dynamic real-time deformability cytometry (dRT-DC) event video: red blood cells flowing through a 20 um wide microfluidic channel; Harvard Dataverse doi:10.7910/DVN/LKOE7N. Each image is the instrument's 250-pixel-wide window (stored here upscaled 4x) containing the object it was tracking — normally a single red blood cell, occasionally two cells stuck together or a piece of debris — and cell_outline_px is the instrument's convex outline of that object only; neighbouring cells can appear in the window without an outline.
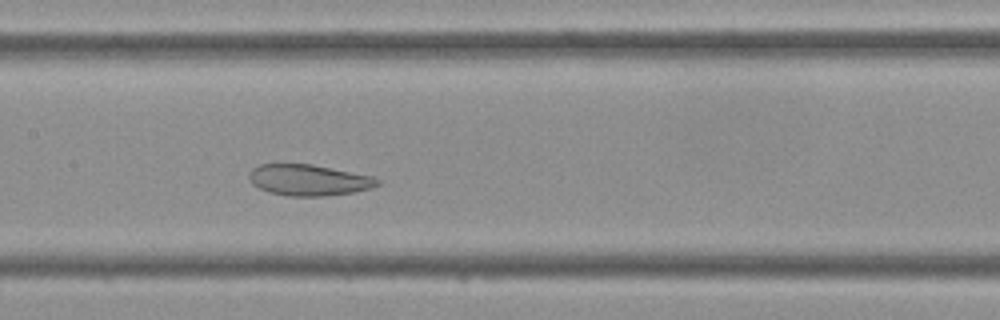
{"species": "Egyptian fruit bat (a non-hibernating species)", "species_latin": "Rousettus aegyptiacus", "temperature_condition": "cold", "stored_images_in_passage": 42, "camera_frame_rate_fps": 3000, "um_per_image_px": 0.085, "frame": {"image": 1, "passage_image": 19, "time_ms": 6.0, "image_size_px": [1000, 320], "cell_outline_px": [[380, 184], [372, 188], [356, 192], [324, 196], [288, 196], [268, 192], [252, 184], [248, 180], [248, 172], [252, 168], [260, 164], [312, 164], [372, 176], [380, 180]], "centroid_in_image_um": [26.22, 15.31], "position_along_channel_um": 181.2, "area_um2": 23.47}}
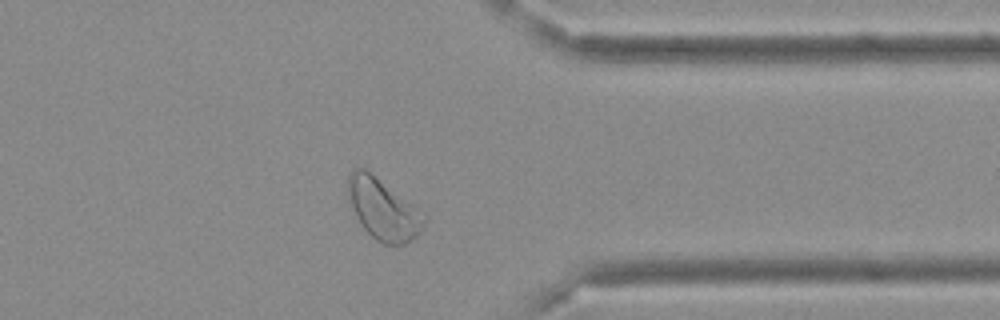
{"frame": {"image": 2, "passage_image": 33, "time_ms": 10.667, "image_size_px": [1000, 320], "cell_outline_px": [[428, 216], [420, 232], [416, 236], [404, 244], [384, 244], [376, 240], [360, 224], [348, 200], [348, 176], [352, 168], [364, 168], [416, 204]], "centroid_in_image_um": [32.59, 17.76], "position_along_channel_um": 378.8, "area_um2": 27.34}}
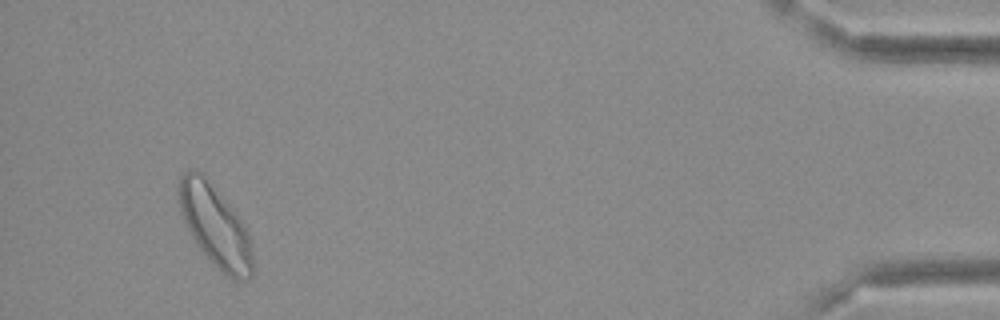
{"frame": {"image": 3, "passage_image": 40, "time_ms": 13.0, "image_size_px": [1000, 320], "cell_outline_px": [[252, 276], [248, 280], [232, 280], [220, 272], [212, 264], [200, 248], [192, 236], [180, 212], [176, 192], [180, 176], [188, 168], [196, 168], [204, 176], [236, 212], [248, 232], [252, 252]], "centroid_in_image_um": [18.26, 19.2], "position_along_channel_um": 416.9, "area_um2": 35.26}}